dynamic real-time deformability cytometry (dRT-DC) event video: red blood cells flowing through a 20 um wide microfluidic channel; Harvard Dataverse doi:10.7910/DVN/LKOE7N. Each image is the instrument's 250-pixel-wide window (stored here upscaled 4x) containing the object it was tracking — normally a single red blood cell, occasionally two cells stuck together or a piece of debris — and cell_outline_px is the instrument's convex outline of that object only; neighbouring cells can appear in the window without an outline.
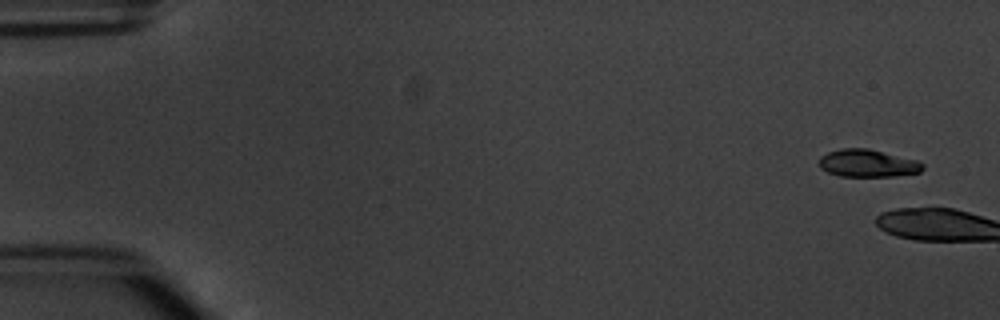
{"species": "common noctule bat (a hibernating species)", "species_latin": "Nyctalus noctula", "temperature_condition": "warm", "stored_images_in_passage": 6, "camera_frame_rate_fps": 3000, "um_per_image_px": 0.085, "animal": {"sex": "male", "body_mass_g": 20.1, "forearm_length_mm": 53.5}, "frame": {"image": 1, "passage_image": 1, "time_ms": 0.0, "image_size_px": [1000, 320], "cell_outline_px": [[924, 168], [920, 172], [892, 176], [840, 176], [828, 172], [820, 168], [820, 156], [828, 152], [840, 148], [868, 148], [916, 160], [924, 164]], "centroid_in_image_um": [73.74, 13.87], "position_along_channel_um": 11.3, "area_um2": 16.53}}